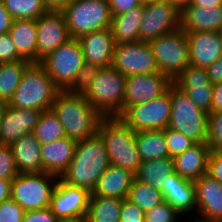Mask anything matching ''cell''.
I'll list each match as a JSON object with an SVG mask.
<instances>
[{"mask_svg":"<svg viewBox=\"0 0 222 222\" xmlns=\"http://www.w3.org/2000/svg\"><path fill=\"white\" fill-rule=\"evenodd\" d=\"M110 165L104 142L96 133L77 141L73 159L59 178L69 185L92 193L99 178Z\"/></svg>","mask_w":222,"mask_h":222,"instance_id":"6da1fadb","label":"cell"},{"mask_svg":"<svg viewBox=\"0 0 222 222\" xmlns=\"http://www.w3.org/2000/svg\"><path fill=\"white\" fill-rule=\"evenodd\" d=\"M51 110L63 125L66 136L75 141L95 135L104 118L83 94L68 91L57 93Z\"/></svg>","mask_w":222,"mask_h":222,"instance_id":"7a4b0ae2","label":"cell"},{"mask_svg":"<svg viewBox=\"0 0 222 222\" xmlns=\"http://www.w3.org/2000/svg\"><path fill=\"white\" fill-rule=\"evenodd\" d=\"M110 164L124 168L134 175L142 164L135 141V131L119 117H104L98 126Z\"/></svg>","mask_w":222,"mask_h":222,"instance_id":"3957f363","label":"cell"},{"mask_svg":"<svg viewBox=\"0 0 222 222\" xmlns=\"http://www.w3.org/2000/svg\"><path fill=\"white\" fill-rule=\"evenodd\" d=\"M59 91L40 63H30L8 105L18 109L51 110Z\"/></svg>","mask_w":222,"mask_h":222,"instance_id":"277c9868","label":"cell"},{"mask_svg":"<svg viewBox=\"0 0 222 222\" xmlns=\"http://www.w3.org/2000/svg\"><path fill=\"white\" fill-rule=\"evenodd\" d=\"M126 77L112 65L101 67L83 94L103 117H119L123 113Z\"/></svg>","mask_w":222,"mask_h":222,"instance_id":"5b68a950","label":"cell"},{"mask_svg":"<svg viewBox=\"0 0 222 222\" xmlns=\"http://www.w3.org/2000/svg\"><path fill=\"white\" fill-rule=\"evenodd\" d=\"M61 11L71 38L111 28L108 0H71Z\"/></svg>","mask_w":222,"mask_h":222,"instance_id":"8992f818","label":"cell"},{"mask_svg":"<svg viewBox=\"0 0 222 222\" xmlns=\"http://www.w3.org/2000/svg\"><path fill=\"white\" fill-rule=\"evenodd\" d=\"M171 114L168 128L179 131L197 143L206 142L208 113L200 110L173 83L170 85Z\"/></svg>","mask_w":222,"mask_h":222,"instance_id":"52a82bcc","label":"cell"},{"mask_svg":"<svg viewBox=\"0 0 222 222\" xmlns=\"http://www.w3.org/2000/svg\"><path fill=\"white\" fill-rule=\"evenodd\" d=\"M58 178L46 172L18 174L12 179L11 199L25 212L50 207L51 195Z\"/></svg>","mask_w":222,"mask_h":222,"instance_id":"ba28073f","label":"cell"},{"mask_svg":"<svg viewBox=\"0 0 222 222\" xmlns=\"http://www.w3.org/2000/svg\"><path fill=\"white\" fill-rule=\"evenodd\" d=\"M78 38H71L41 59L40 64L60 91H67L84 64Z\"/></svg>","mask_w":222,"mask_h":222,"instance_id":"9c48e42d","label":"cell"},{"mask_svg":"<svg viewBox=\"0 0 222 222\" xmlns=\"http://www.w3.org/2000/svg\"><path fill=\"white\" fill-rule=\"evenodd\" d=\"M160 73L171 80L190 65L186 33L181 29L161 35L149 42Z\"/></svg>","mask_w":222,"mask_h":222,"instance_id":"30bf717a","label":"cell"},{"mask_svg":"<svg viewBox=\"0 0 222 222\" xmlns=\"http://www.w3.org/2000/svg\"><path fill=\"white\" fill-rule=\"evenodd\" d=\"M171 114L170 86L161 96L129 106L119 118L133 131L164 130Z\"/></svg>","mask_w":222,"mask_h":222,"instance_id":"8fae6325","label":"cell"},{"mask_svg":"<svg viewBox=\"0 0 222 222\" xmlns=\"http://www.w3.org/2000/svg\"><path fill=\"white\" fill-rule=\"evenodd\" d=\"M144 16L139 27V41L150 42L180 28V9L167 0L143 2Z\"/></svg>","mask_w":222,"mask_h":222,"instance_id":"7c38bea8","label":"cell"},{"mask_svg":"<svg viewBox=\"0 0 222 222\" xmlns=\"http://www.w3.org/2000/svg\"><path fill=\"white\" fill-rule=\"evenodd\" d=\"M111 65L125 77L159 72L150 44L142 41L115 44Z\"/></svg>","mask_w":222,"mask_h":222,"instance_id":"4fadbf2b","label":"cell"},{"mask_svg":"<svg viewBox=\"0 0 222 222\" xmlns=\"http://www.w3.org/2000/svg\"><path fill=\"white\" fill-rule=\"evenodd\" d=\"M90 196L88 190L69 185L58 178L51 195L50 208L61 222L82 220L86 218Z\"/></svg>","mask_w":222,"mask_h":222,"instance_id":"5bb4252c","label":"cell"},{"mask_svg":"<svg viewBox=\"0 0 222 222\" xmlns=\"http://www.w3.org/2000/svg\"><path fill=\"white\" fill-rule=\"evenodd\" d=\"M37 63L71 39L61 10H49L37 20Z\"/></svg>","mask_w":222,"mask_h":222,"instance_id":"9a60e30c","label":"cell"},{"mask_svg":"<svg viewBox=\"0 0 222 222\" xmlns=\"http://www.w3.org/2000/svg\"><path fill=\"white\" fill-rule=\"evenodd\" d=\"M172 83L182 90L202 111L212 113L213 84L206 68L188 65Z\"/></svg>","mask_w":222,"mask_h":222,"instance_id":"2e32d148","label":"cell"},{"mask_svg":"<svg viewBox=\"0 0 222 222\" xmlns=\"http://www.w3.org/2000/svg\"><path fill=\"white\" fill-rule=\"evenodd\" d=\"M171 84L172 80L160 72L126 77L123 112L129 106L144 103L161 96Z\"/></svg>","mask_w":222,"mask_h":222,"instance_id":"e0dca14e","label":"cell"},{"mask_svg":"<svg viewBox=\"0 0 222 222\" xmlns=\"http://www.w3.org/2000/svg\"><path fill=\"white\" fill-rule=\"evenodd\" d=\"M42 112L7 105L0 122V145L11 146L25 134L33 132Z\"/></svg>","mask_w":222,"mask_h":222,"instance_id":"ac0fdd59","label":"cell"},{"mask_svg":"<svg viewBox=\"0 0 222 222\" xmlns=\"http://www.w3.org/2000/svg\"><path fill=\"white\" fill-rule=\"evenodd\" d=\"M190 65L208 68L222 56V32H185Z\"/></svg>","mask_w":222,"mask_h":222,"instance_id":"d6986e66","label":"cell"},{"mask_svg":"<svg viewBox=\"0 0 222 222\" xmlns=\"http://www.w3.org/2000/svg\"><path fill=\"white\" fill-rule=\"evenodd\" d=\"M197 215L205 221L222 222V184L209 175L194 180Z\"/></svg>","mask_w":222,"mask_h":222,"instance_id":"ffe728a7","label":"cell"},{"mask_svg":"<svg viewBox=\"0 0 222 222\" xmlns=\"http://www.w3.org/2000/svg\"><path fill=\"white\" fill-rule=\"evenodd\" d=\"M160 191L164 201L177 210L182 218L187 214L189 217L194 211L197 213L196 188L193 180L183 178L174 172Z\"/></svg>","mask_w":222,"mask_h":222,"instance_id":"44dd1931","label":"cell"},{"mask_svg":"<svg viewBox=\"0 0 222 222\" xmlns=\"http://www.w3.org/2000/svg\"><path fill=\"white\" fill-rule=\"evenodd\" d=\"M180 28L184 32H222V5L209 9L186 4L180 9Z\"/></svg>","mask_w":222,"mask_h":222,"instance_id":"7402d4cb","label":"cell"},{"mask_svg":"<svg viewBox=\"0 0 222 222\" xmlns=\"http://www.w3.org/2000/svg\"><path fill=\"white\" fill-rule=\"evenodd\" d=\"M84 61L107 67L112 64L115 40L111 28L86 33L78 38Z\"/></svg>","mask_w":222,"mask_h":222,"instance_id":"603a6c76","label":"cell"},{"mask_svg":"<svg viewBox=\"0 0 222 222\" xmlns=\"http://www.w3.org/2000/svg\"><path fill=\"white\" fill-rule=\"evenodd\" d=\"M77 141L64 137L41 145L43 172L60 177L73 159Z\"/></svg>","mask_w":222,"mask_h":222,"instance_id":"cb8c5ba5","label":"cell"},{"mask_svg":"<svg viewBox=\"0 0 222 222\" xmlns=\"http://www.w3.org/2000/svg\"><path fill=\"white\" fill-rule=\"evenodd\" d=\"M209 154L210 148L206 142L195 144L173 158L174 172L189 180L199 179L207 174Z\"/></svg>","mask_w":222,"mask_h":222,"instance_id":"d4e9b609","label":"cell"},{"mask_svg":"<svg viewBox=\"0 0 222 222\" xmlns=\"http://www.w3.org/2000/svg\"><path fill=\"white\" fill-rule=\"evenodd\" d=\"M135 175L124 168L110 165L99 178L91 195L126 199Z\"/></svg>","mask_w":222,"mask_h":222,"instance_id":"484cf974","label":"cell"},{"mask_svg":"<svg viewBox=\"0 0 222 222\" xmlns=\"http://www.w3.org/2000/svg\"><path fill=\"white\" fill-rule=\"evenodd\" d=\"M11 148L19 174L43 172L41 143L33 132L15 141Z\"/></svg>","mask_w":222,"mask_h":222,"instance_id":"4316f807","label":"cell"},{"mask_svg":"<svg viewBox=\"0 0 222 222\" xmlns=\"http://www.w3.org/2000/svg\"><path fill=\"white\" fill-rule=\"evenodd\" d=\"M21 59L37 63V24L36 19L13 20L8 31Z\"/></svg>","mask_w":222,"mask_h":222,"instance_id":"83f0119b","label":"cell"},{"mask_svg":"<svg viewBox=\"0 0 222 222\" xmlns=\"http://www.w3.org/2000/svg\"><path fill=\"white\" fill-rule=\"evenodd\" d=\"M143 4L128 12L112 16L111 30L116 44L139 41V27L143 20Z\"/></svg>","mask_w":222,"mask_h":222,"instance_id":"f1b7e54d","label":"cell"},{"mask_svg":"<svg viewBox=\"0 0 222 222\" xmlns=\"http://www.w3.org/2000/svg\"><path fill=\"white\" fill-rule=\"evenodd\" d=\"M172 173H174L173 158H159L142 162L135 174V179L161 190Z\"/></svg>","mask_w":222,"mask_h":222,"instance_id":"f546056e","label":"cell"},{"mask_svg":"<svg viewBox=\"0 0 222 222\" xmlns=\"http://www.w3.org/2000/svg\"><path fill=\"white\" fill-rule=\"evenodd\" d=\"M135 141L142 162L169 157L164 130L135 132Z\"/></svg>","mask_w":222,"mask_h":222,"instance_id":"4dcf8cb0","label":"cell"},{"mask_svg":"<svg viewBox=\"0 0 222 222\" xmlns=\"http://www.w3.org/2000/svg\"><path fill=\"white\" fill-rule=\"evenodd\" d=\"M123 199L91 195L86 220L88 222H120Z\"/></svg>","mask_w":222,"mask_h":222,"instance_id":"1f68e13d","label":"cell"},{"mask_svg":"<svg viewBox=\"0 0 222 222\" xmlns=\"http://www.w3.org/2000/svg\"><path fill=\"white\" fill-rule=\"evenodd\" d=\"M30 64L21 59L13 62L0 63V100L7 104L11 101L19 85L22 74Z\"/></svg>","mask_w":222,"mask_h":222,"instance_id":"d6a6232c","label":"cell"},{"mask_svg":"<svg viewBox=\"0 0 222 222\" xmlns=\"http://www.w3.org/2000/svg\"><path fill=\"white\" fill-rule=\"evenodd\" d=\"M126 199L137 205L144 213L164 202L160 190L137 181L135 178Z\"/></svg>","mask_w":222,"mask_h":222,"instance_id":"836d02e7","label":"cell"},{"mask_svg":"<svg viewBox=\"0 0 222 222\" xmlns=\"http://www.w3.org/2000/svg\"><path fill=\"white\" fill-rule=\"evenodd\" d=\"M33 134L41 145L67 137L63 125L52 110L41 113Z\"/></svg>","mask_w":222,"mask_h":222,"instance_id":"e575fe53","label":"cell"},{"mask_svg":"<svg viewBox=\"0 0 222 222\" xmlns=\"http://www.w3.org/2000/svg\"><path fill=\"white\" fill-rule=\"evenodd\" d=\"M13 20L38 19L49 11L45 0H2Z\"/></svg>","mask_w":222,"mask_h":222,"instance_id":"d590c367","label":"cell"},{"mask_svg":"<svg viewBox=\"0 0 222 222\" xmlns=\"http://www.w3.org/2000/svg\"><path fill=\"white\" fill-rule=\"evenodd\" d=\"M100 68L97 64L85 61L75 81L67 91L73 94H84L90 87Z\"/></svg>","mask_w":222,"mask_h":222,"instance_id":"8d00e7d4","label":"cell"},{"mask_svg":"<svg viewBox=\"0 0 222 222\" xmlns=\"http://www.w3.org/2000/svg\"><path fill=\"white\" fill-rule=\"evenodd\" d=\"M164 135L168 144L169 157L171 158L182 154L197 144L192 138L186 137L179 131L168 127L164 129Z\"/></svg>","mask_w":222,"mask_h":222,"instance_id":"74e56055","label":"cell"},{"mask_svg":"<svg viewBox=\"0 0 222 222\" xmlns=\"http://www.w3.org/2000/svg\"><path fill=\"white\" fill-rule=\"evenodd\" d=\"M206 143L210 151H222V111L209 113Z\"/></svg>","mask_w":222,"mask_h":222,"instance_id":"f35d334b","label":"cell"},{"mask_svg":"<svg viewBox=\"0 0 222 222\" xmlns=\"http://www.w3.org/2000/svg\"><path fill=\"white\" fill-rule=\"evenodd\" d=\"M181 216L177 210L164 201L145 212V222H179L182 219Z\"/></svg>","mask_w":222,"mask_h":222,"instance_id":"ab89813d","label":"cell"},{"mask_svg":"<svg viewBox=\"0 0 222 222\" xmlns=\"http://www.w3.org/2000/svg\"><path fill=\"white\" fill-rule=\"evenodd\" d=\"M18 174L11 146L0 145V179H13Z\"/></svg>","mask_w":222,"mask_h":222,"instance_id":"60d3db41","label":"cell"},{"mask_svg":"<svg viewBox=\"0 0 222 222\" xmlns=\"http://www.w3.org/2000/svg\"><path fill=\"white\" fill-rule=\"evenodd\" d=\"M24 209L13 199L0 204V222H22Z\"/></svg>","mask_w":222,"mask_h":222,"instance_id":"b9f144b4","label":"cell"},{"mask_svg":"<svg viewBox=\"0 0 222 222\" xmlns=\"http://www.w3.org/2000/svg\"><path fill=\"white\" fill-rule=\"evenodd\" d=\"M120 222H145V213L128 199H123L120 208Z\"/></svg>","mask_w":222,"mask_h":222,"instance_id":"7bdbcfd3","label":"cell"},{"mask_svg":"<svg viewBox=\"0 0 222 222\" xmlns=\"http://www.w3.org/2000/svg\"><path fill=\"white\" fill-rule=\"evenodd\" d=\"M21 60L17 49L8 33L0 34V63Z\"/></svg>","mask_w":222,"mask_h":222,"instance_id":"ee69618b","label":"cell"},{"mask_svg":"<svg viewBox=\"0 0 222 222\" xmlns=\"http://www.w3.org/2000/svg\"><path fill=\"white\" fill-rule=\"evenodd\" d=\"M207 175L222 184V151H210Z\"/></svg>","mask_w":222,"mask_h":222,"instance_id":"f6af8a7d","label":"cell"},{"mask_svg":"<svg viewBox=\"0 0 222 222\" xmlns=\"http://www.w3.org/2000/svg\"><path fill=\"white\" fill-rule=\"evenodd\" d=\"M22 222H61L53 213L50 207L34 211L24 212Z\"/></svg>","mask_w":222,"mask_h":222,"instance_id":"bcb514c9","label":"cell"},{"mask_svg":"<svg viewBox=\"0 0 222 222\" xmlns=\"http://www.w3.org/2000/svg\"><path fill=\"white\" fill-rule=\"evenodd\" d=\"M111 16L128 12L131 8L143 4V0H108Z\"/></svg>","mask_w":222,"mask_h":222,"instance_id":"7dc6e473","label":"cell"},{"mask_svg":"<svg viewBox=\"0 0 222 222\" xmlns=\"http://www.w3.org/2000/svg\"><path fill=\"white\" fill-rule=\"evenodd\" d=\"M206 69L212 84L222 82V56Z\"/></svg>","mask_w":222,"mask_h":222,"instance_id":"c3c4849f","label":"cell"},{"mask_svg":"<svg viewBox=\"0 0 222 222\" xmlns=\"http://www.w3.org/2000/svg\"><path fill=\"white\" fill-rule=\"evenodd\" d=\"M13 18L0 0V34H6L11 28Z\"/></svg>","mask_w":222,"mask_h":222,"instance_id":"681fc988","label":"cell"},{"mask_svg":"<svg viewBox=\"0 0 222 222\" xmlns=\"http://www.w3.org/2000/svg\"><path fill=\"white\" fill-rule=\"evenodd\" d=\"M222 111V82L213 84L212 113Z\"/></svg>","mask_w":222,"mask_h":222,"instance_id":"f907efd6","label":"cell"},{"mask_svg":"<svg viewBox=\"0 0 222 222\" xmlns=\"http://www.w3.org/2000/svg\"><path fill=\"white\" fill-rule=\"evenodd\" d=\"M12 179H0V204L11 199Z\"/></svg>","mask_w":222,"mask_h":222,"instance_id":"816d5d0a","label":"cell"},{"mask_svg":"<svg viewBox=\"0 0 222 222\" xmlns=\"http://www.w3.org/2000/svg\"><path fill=\"white\" fill-rule=\"evenodd\" d=\"M189 3L192 6L208 7L210 9L222 5V0H191Z\"/></svg>","mask_w":222,"mask_h":222,"instance_id":"f5cc1de1","label":"cell"},{"mask_svg":"<svg viewBox=\"0 0 222 222\" xmlns=\"http://www.w3.org/2000/svg\"><path fill=\"white\" fill-rule=\"evenodd\" d=\"M71 0H45L49 10H61Z\"/></svg>","mask_w":222,"mask_h":222,"instance_id":"db71d44e","label":"cell"},{"mask_svg":"<svg viewBox=\"0 0 222 222\" xmlns=\"http://www.w3.org/2000/svg\"><path fill=\"white\" fill-rule=\"evenodd\" d=\"M170 3L175 4L179 9L187 4V0H167Z\"/></svg>","mask_w":222,"mask_h":222,"instance_id":"11a10c76","label":"cell"},{"mask_svg":"<svg viewBox=\"0 0 222 222\" xmlns=\"http://www.w3.org/2000/svg\"><path fill=\"white\" fill-rule=\"evenodd\" d=\"M7 105H8V104H7L5 101H1V100H0V122H1V119H2V117H3V113H4Z\"/></svg>","mask_w":222,"mask_h":222,"instance_id":"9f6ffc18","label":"cell"},{"mask_svg":"<svg viewBox=\"0 0 222 222\" xmlns=\"http://www.w3.org/2000/svg\"><path fill=\"white\" fill-rule=\"evenodd\" d=\"M187 222H216V221H205L199 218H194V220H189Z\"/></svg>","mask_w":222,"mask_h":222,"instance_id":"6f0895ef","label":"cell"},{"mask_svg":"<svg viewBox=\"0 0 222 222\" xmlns=\"http://www.w3.org/2000/svg\"><path fill=\"white\" fill-rule=\"evenodd\" d=\"M69 222H88V221L86 219H82V220L69 221Z\"/></svg>","mask_w":222,"mask_h":222,"instance_id":"680465c9","label":"cell"}]
</instances>
